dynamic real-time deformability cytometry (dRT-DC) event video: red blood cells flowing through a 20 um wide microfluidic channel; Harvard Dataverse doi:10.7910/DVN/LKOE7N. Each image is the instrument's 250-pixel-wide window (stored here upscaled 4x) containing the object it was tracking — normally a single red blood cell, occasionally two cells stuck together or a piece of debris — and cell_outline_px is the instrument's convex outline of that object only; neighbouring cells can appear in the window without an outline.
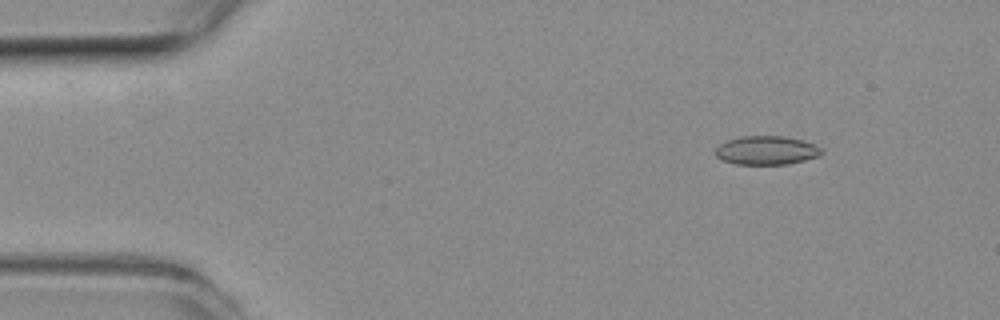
{"species": "common noctule bat (a hibernating species)", "species_latin": "Nyctalus noctula", "temperature_condition": "room temperature", "stored_images_in_passage": 56, "camera_frame_rate_fps": 3000, "um_per_image_px": 0.085, "animal": {"sex": "female", "body_mass_g": 19.3, "forearm_length_mm": 54.1}, "frame": {"image": 1, "passage_image": 7, "time_ms": 2.0, "image_size_px": [1000, 320], "cell_outline_px": [[824, 152], [820, 156], [788, 164], [732, 164], [720, 160], [716, 156], [716, 148], [720, 144], [728, 140], [740, 136], [784, 136], [804, 140], [820, 148]], "centroid_in_image_um": [65.14, 12.78], "position_along_channel_um": 19.9, "area_um2": 17.86}}
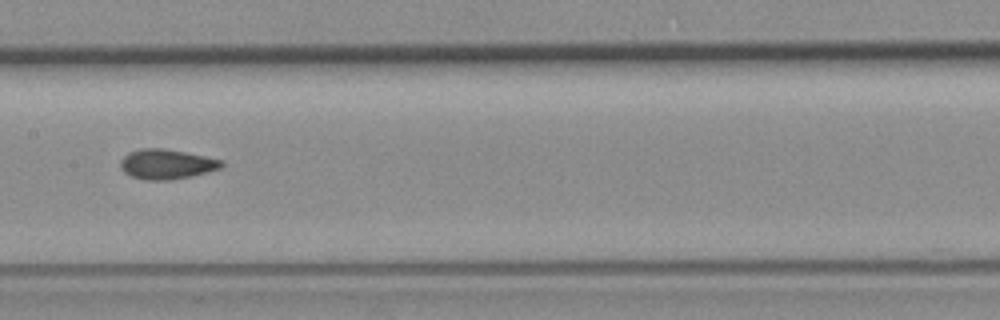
{"frame": {"image": 2, "passage_image": 28, "time_ms": 9.0, "image_size_px": [1000, 320], "cell_outline_px": [[224, 164], [220, 168], [208, 172], [192, 176], [172, 180], [144, 180], [132, 176], [124, 172], [120, 168], [120, 160], [128, 152], [140, 148], [164, 148], [224, 160]], "centroid_in_image_um": [14.15, 13.95], "position_along_channel_um": 193.3, "area_um2": 17.74}}
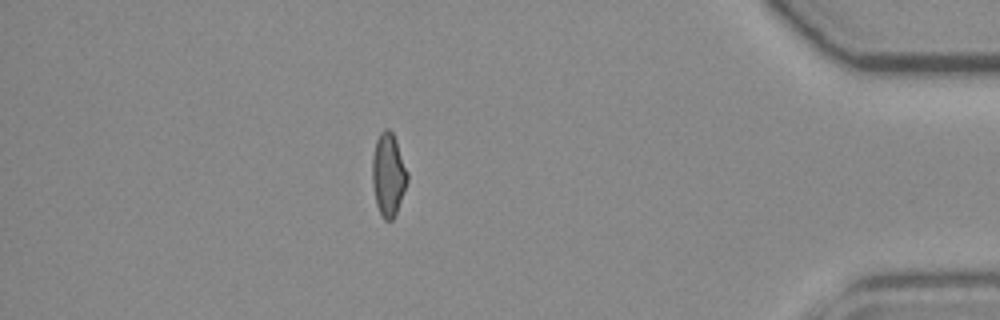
{"frame": {"image": 3, "passage_image": 49, "time_ms": 16.0, "image_size_px": [1000, 320], "cell_outline_px": [[408, 180], [396, 212], [392, 220], [384, 220], [376, 204], [372, 184], [372, 156], [376, 140], [380, 132], [384, 128], [388, 128], [392, 132], [396, 140], [408, 172]], "centroid_in_image_um": [32.99, 14.81], "position_along_channel_um": 402.2, "area_um2": 16.94}, "authors_computed_cell_mechanics": {"area_um2": 17.2822, "velocity_mm_per_s": 3.658, "shape_relaxation_time_tau1_ms": null, "shape_relaxation_time_tau2_ms": 2.3332, "deformation_change_tau1": null, "deformation_change_tau2": 0.0692}}